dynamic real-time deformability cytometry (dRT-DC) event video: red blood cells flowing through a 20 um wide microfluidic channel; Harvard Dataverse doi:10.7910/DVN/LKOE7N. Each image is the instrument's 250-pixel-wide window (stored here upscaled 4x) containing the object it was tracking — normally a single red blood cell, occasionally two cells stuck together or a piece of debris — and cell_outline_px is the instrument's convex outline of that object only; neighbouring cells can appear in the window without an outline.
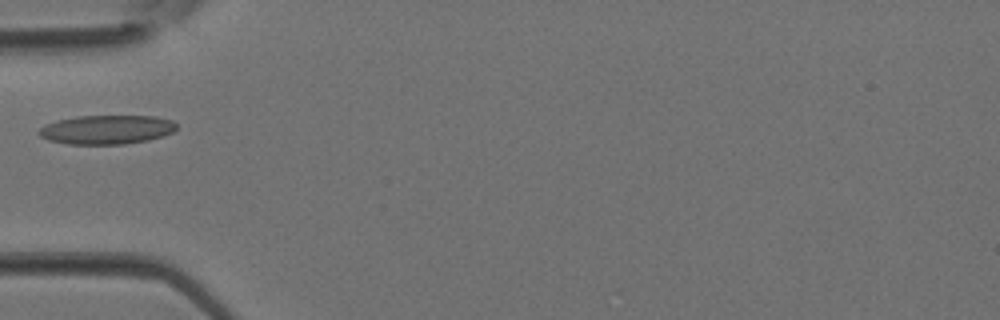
{"species": "Egyptian fruit bat (a non-hibernating species)", "species_latin": "Rousettus aegyptiacus", "temperature_condition": "room temperature", "stored_images_in_passage": 3, "camera_frame_rate_fps": 3000, "um_per_image_px": 0.085, "animal": {"sex": "female"}, "frame": {"image": 1, "passage_image": 3, "time_ms": 0.667, "image_size_px": [1000, 320], "cell_outline_px": [[176, 128], [172, 132], [164, 136], [148, 140], [124, 144], [68, 144], [48, 140], [40, 136], [36, 132], [44, 124], [56, 120], [76, 116], [156, 116], [172, 120], [176, 124]], "centroid_in_image_um": [9.04, 11.01], "position_along_channel_um": 76.0, "area_um2": 23.47}}